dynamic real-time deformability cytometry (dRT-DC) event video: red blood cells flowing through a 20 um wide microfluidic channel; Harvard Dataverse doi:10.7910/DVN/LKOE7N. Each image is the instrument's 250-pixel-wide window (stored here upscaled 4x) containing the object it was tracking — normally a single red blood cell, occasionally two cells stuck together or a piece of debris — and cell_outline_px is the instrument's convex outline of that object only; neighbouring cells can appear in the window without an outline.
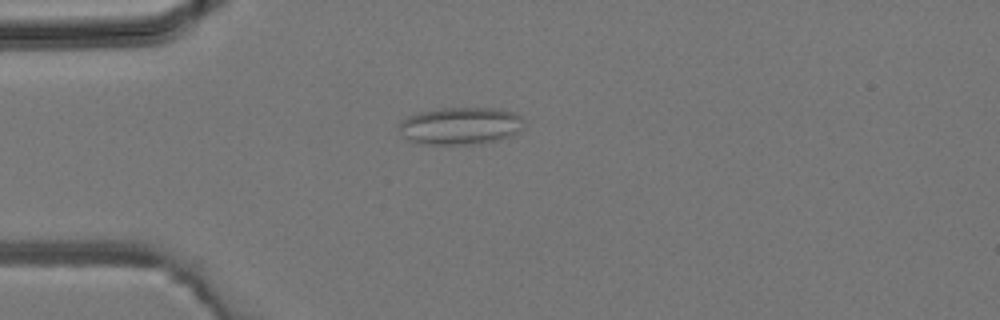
{"species": "common noctule bat (a hibernating species)", "species_latin": "Nyctalus noctula", "temperature_condition": "room temperature", "stored_images_in_passage": 39, "camera_frame_rate_fps": 3000, "um_per_image_px": 0.085, "animal": {"sex": "male", "body_mass_g": 19.2, "forearm_length_mm": 51.8}, "frame": {"image": 1, "passage_image": 9, "time_ms": 2.667, "image_size_px": [1000, 320], "cell_outline_px": [[524, 124], [520, 132], [512, 136], [500, 140], [480, 144], [416, 144], [408, 140], [404, 136], [396, 124], [400, 120], [408, 116], [420, 112], [440, 108], [500, 108], [512, 112], [520, 116]], "centroid_in_image_um": [39.13, 10.71], "position_along_channel_um": 45.9, "area_um2": 27.69}}
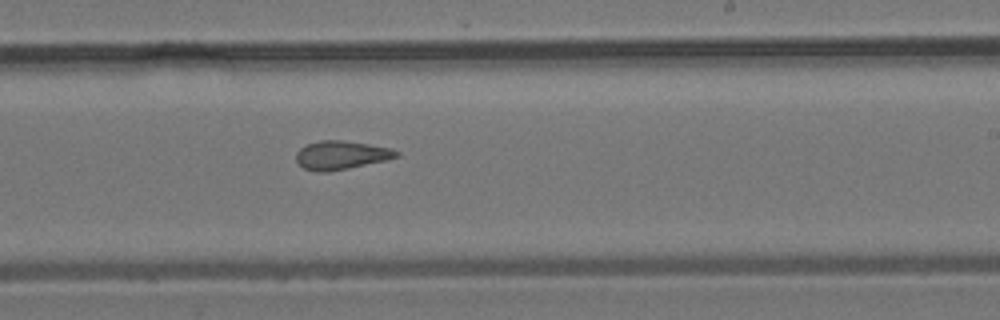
{"frame": {"image": 2, "passage_image": 23, "time_ms": 7.333, "image_size_px": [1000, 320], "cell_outline_px": [[400, 156], [384, 160], [348, 168], [328, 172], [316, 172], [304, 168], [296, 160], [296, 152], [300, 148], [308, 144], [320, 140], [340, 140], [368, 144], [392, 148], [400, 152]], "centroid_in_image_um": [28.99, 13.18], "position_along_channel_um": 260.0, "area_um2": 16.59}}
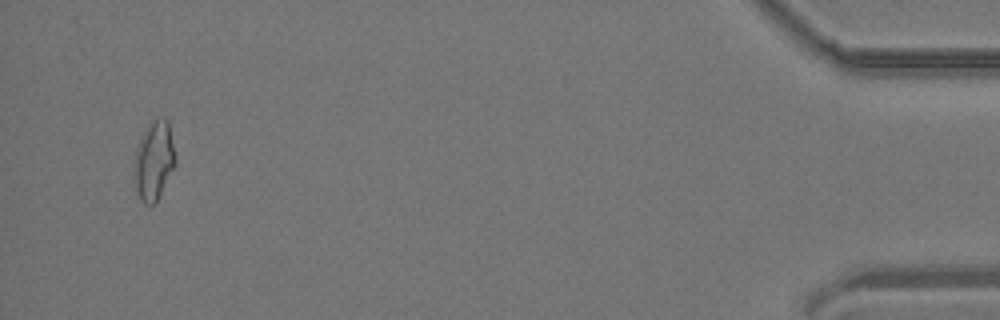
{"frame": {"image": 3, "passage_image": 38, "time_ms": 12.333, "image_size_px": [1000, 320], "cell_outline_px": [[176, 164], [156, 200], [152, 204], [144, 204], [140, 200], [132, 176], [132, 164], [136, 148], [140, 136], [152, 120], [164, 116], [168, 120], [176, 156]], "centroid_in_image_um": [13.05, 13.62], "position_along_channel_um": 422.1, "area_um2": 19.31}}